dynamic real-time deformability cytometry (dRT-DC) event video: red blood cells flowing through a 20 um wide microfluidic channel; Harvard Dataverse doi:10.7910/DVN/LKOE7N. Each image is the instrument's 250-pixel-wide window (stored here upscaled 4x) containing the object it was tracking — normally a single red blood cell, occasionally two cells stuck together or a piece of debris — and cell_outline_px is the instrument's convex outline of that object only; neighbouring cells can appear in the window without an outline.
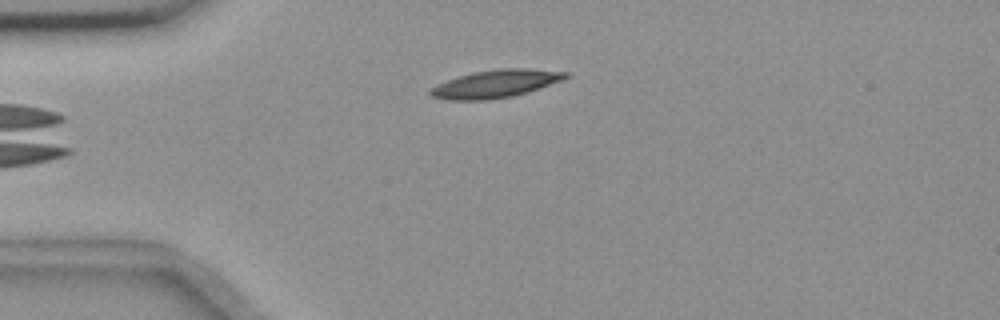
{"species": "common noctule bat (a hibernating species)", "species_latin": "Nyctalus noctula", "temperature_condition": "room temperature", "stored_images_in_passage": 6, "camera_frame_rate_fps": 3000, "um_per_image_px": 0.085, "animal": {"sex": "female", "body_mass_g": 18.4}, "frame": {"image": 1, "passage_image": 6, "time_ms": 6.0, "image_size_px": [1000, 320], "cell_outline_px": [[568, 76], [560, 80], [512, 96], [488, 100], [448, 100], [432, 96], [428, 92], [432, 88], [448, 80], [472, 72], [496, 68], [528, 68], [568, 72]], "centroid_in_image_um": [42.09, 7.11], "position_along_channel_um": 42.9, "area_um2": 21.39}}